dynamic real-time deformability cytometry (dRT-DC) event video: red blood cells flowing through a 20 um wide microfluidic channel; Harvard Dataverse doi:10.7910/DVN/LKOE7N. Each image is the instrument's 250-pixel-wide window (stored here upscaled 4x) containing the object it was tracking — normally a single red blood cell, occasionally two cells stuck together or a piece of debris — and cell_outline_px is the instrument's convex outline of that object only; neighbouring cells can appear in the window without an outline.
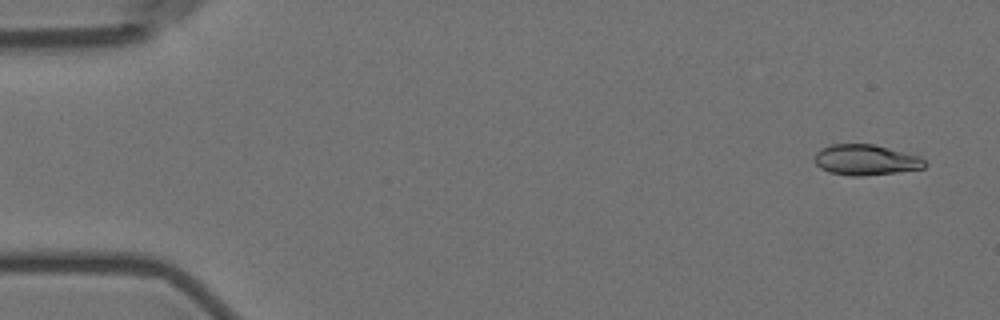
{"species": "Egyptian fruit bat (a non-hibernating species)", "species_latin": "Rousettus aegyptiacus", "temperature_condition": "room temperature", "stored_images_in_passage": 4, "camera_frame_rate_fps": 3000, "um_per_image_px": 0.085, "animal": {"sex": "female"}, "frame": {"image": 1, "passage_image": 1, "time_ms": 0.0, "image_size_px": [1000, 320], "cell_outline_px": [[928, 164], [924, 168], [896, 172], [860, 176], [852, 176], [828, 172], [820, 168], [816, 164], [816, 152], [820, 148], [832, 144], [876, 144], [920, 156]], "centroid_in_image_um": [73.61, 13.58], "position_along_channel_um": 11.4, "area_um2": 19.71}}
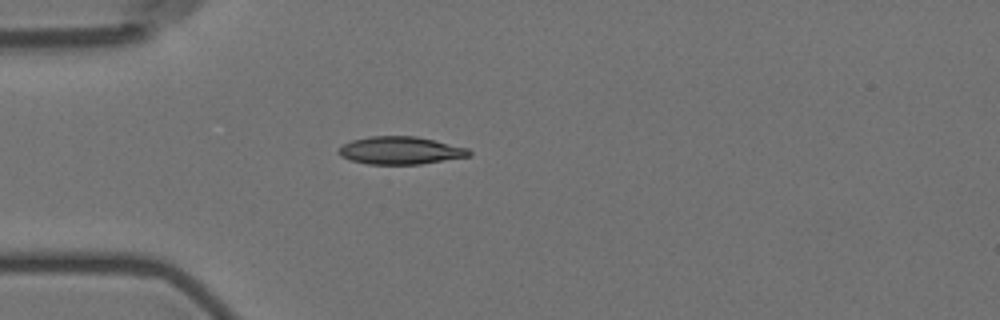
{"frame": {"image": 2, "passage_image": 4, "time_ms": 4.333, "image_size_px": [1000, 320], "cell_outline_px": [[472, 156], [420, 164], [368, 164], [352, 160], [340, 156], [336, 152], [344, 144], [352, 140], [368, 136], [416, 136], [468, 148], [472, 152]], "centroid_in_image_um": [34.05, 12.79], "position_along_channel_um": 51.0, "area_um2": 21.04}}